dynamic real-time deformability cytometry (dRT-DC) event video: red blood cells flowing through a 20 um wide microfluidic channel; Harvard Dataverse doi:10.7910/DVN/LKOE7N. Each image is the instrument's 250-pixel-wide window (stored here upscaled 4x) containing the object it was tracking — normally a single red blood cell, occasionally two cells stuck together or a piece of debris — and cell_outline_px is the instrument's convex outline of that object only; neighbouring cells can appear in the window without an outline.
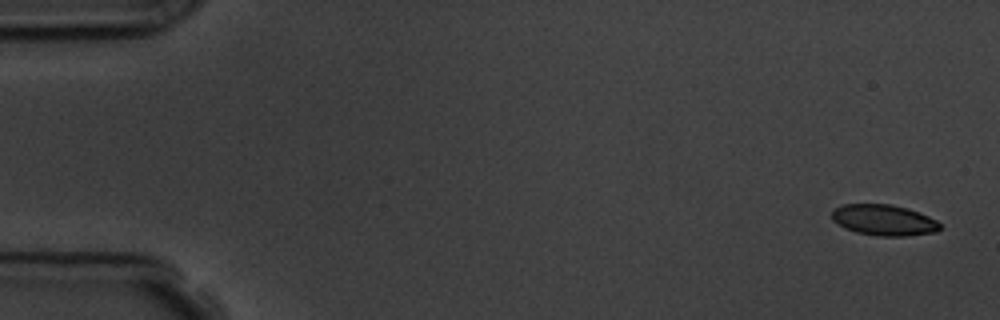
{"species": "common noctule bat (a hibernating species)", "species_latin": "Nyctalus noctula", "temperature_condition": "room temperature", "stored_images_in_passage": 7, "camera_frame_rate_fps": 3000, "um_per_image_px": 0.085, "animal": {"sex": "male", "body_mass_g": 19.5, "forearm_length_mm": 54.6}, "frame": {"image": 1, "passage_image": 1, "time_ms": 0.0, "image_size_px": [1000, 320], "cell_outline_px": [[940, 228], [936, 232], [904, 236], [876, 236], [856, 232], [844, 228], [832, 220], [832, 212], [836, 208], [844, 204], [892, 204], [908, 208], [928, 216], [936, 220], [940, 224]], "centroid_in_image_um": [75.12, 18.71], "position_along_channel_um": 9.9, "area_um2": 19.48}}
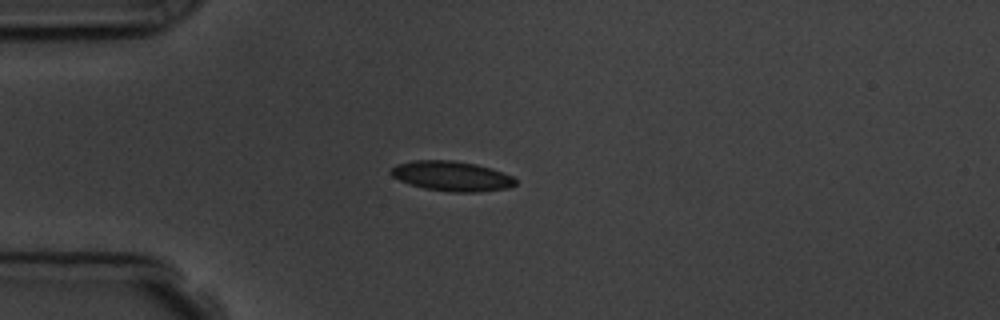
{"frame": {"image": 2, "passage_image": 5, "time_ms": 4.333, "image_size_px": [1000, 320], "cell_outline_px": [[516, 184], [508, 188], [476, 192], [452, 192], [424, 188], [408, 184], [392, 176], [388, 172], [396, 164], [412, 160], [452, 160], [476, 164], [512, 176], [516, 180]], "centroid_in_image_um": [38.34, 14.96], "position_along_channel_um": 46.7, "area_um2": 21.62}}
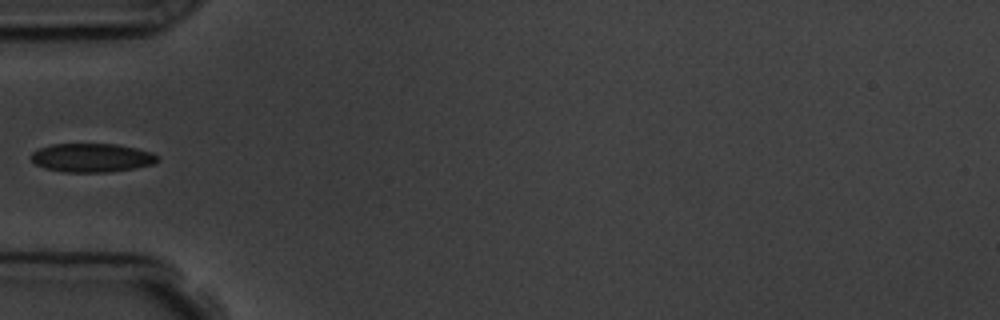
{"frame": {"image": 3, "passage_image": 6, "time_ms": 5.667, "image_size_px": [1000, 320], "cell_outline_px": [[160, 160], [152, 164], [132, 168], [108, 172], [64, 172], [44, 168], [36, 164], [32, 160], [32, 152], [40, 148], [52, 144], [116, 144], [136, 148], [152, 152], [160, 156]], "centroid_in_image_um": [7.82, 13.4], "position_along_channel_um": 77.2, "area_um2": 21.1}}